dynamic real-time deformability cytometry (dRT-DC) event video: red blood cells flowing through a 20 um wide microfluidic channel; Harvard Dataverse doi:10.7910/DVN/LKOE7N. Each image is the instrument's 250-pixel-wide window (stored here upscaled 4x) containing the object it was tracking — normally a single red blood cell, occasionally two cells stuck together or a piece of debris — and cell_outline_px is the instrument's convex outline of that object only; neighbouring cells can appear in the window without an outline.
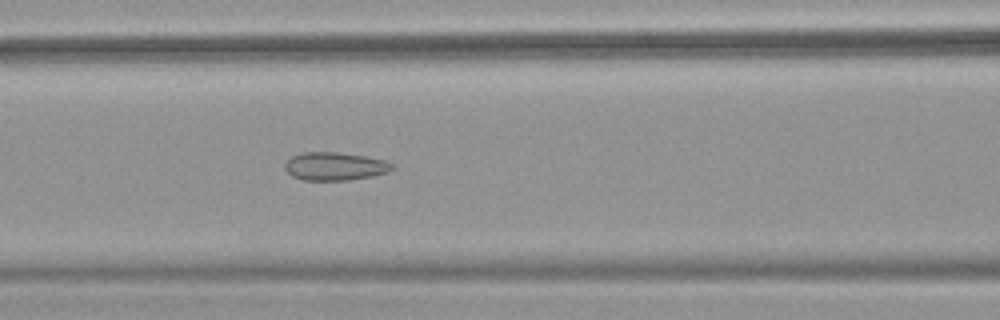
{"species": "common noctule bat (a hibernating species)", "species_latin": "Nyctalus noctula", "temperature_condition": "warm", "stored_images_in_passage": 51, "camera_frame_rate_fps": 3000, "um_per_image_px": 0.085, "animal": {"sex": "female", "body_mass_g": 18.4}, "frame": {"image": 1, "passage_image": 22, "time_ms": 7.0, "image_size_px": [1000, 320], "cell_outline_px": [[392, 168], [388, 172], [372, 176], [348, 180], [300, 180], [292, 176], [284, 168], [284, 164], [292, 156], [300, 152], [336, 152], [364, 156], [384, 160], [392, 164]], "centroid_in_image_um": [28.41, 14.14], "position_along_channel_um": 138.2, "area_um2": 17.51}}
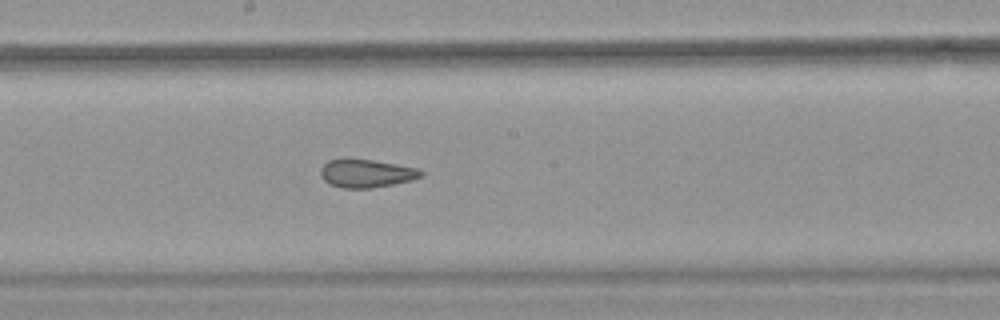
{"frame": {"image": 2, "passage_image": 28, "time_ms": 9.0, "image_size_px": [1000, 320], "cell_outline_px": [[424, 172], [420, 176], [412, 180], [372, 188], [340, 188], [328, 184], [324, 180], [320, 172], [320, 168], [328, 160], [372, 160], [420, 168]], "centroid_in_image_um": [31.14, 14.75], "position_along_channel_um": 217.1, "area_um2": 16.3}}
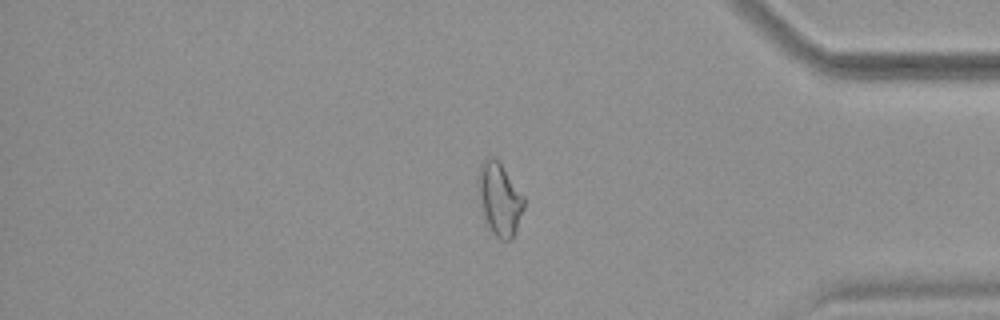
{"frame": {"image": 3, "passage_image": 43, "time_ms": 14.0, "image_size_px": [1000, 320], "cell_outline_px": [[524, 208], [516, 232], [512, 240], [500, 240], [492, 232], [484, 216], [476, 188], [476, 176], [480, 164], [484, 160], [496, 160], [500, 164], [524, 196]], "centroid_in_image_um": [42.44, 16.96], "position_along_channel_um": 392.8, "area_um2": 19.25}, "authors_computed_cell_mechanics": {"area_um2": 19.4786, "velocity_mm_per_s": 3.9576, "shape_relaxation_time_tau1_ms": null, "shape_relaxation_time_tau2_ms": 1.3212, "deformation_change_tau1": null, "deformation_change_tau2": 0.081}}